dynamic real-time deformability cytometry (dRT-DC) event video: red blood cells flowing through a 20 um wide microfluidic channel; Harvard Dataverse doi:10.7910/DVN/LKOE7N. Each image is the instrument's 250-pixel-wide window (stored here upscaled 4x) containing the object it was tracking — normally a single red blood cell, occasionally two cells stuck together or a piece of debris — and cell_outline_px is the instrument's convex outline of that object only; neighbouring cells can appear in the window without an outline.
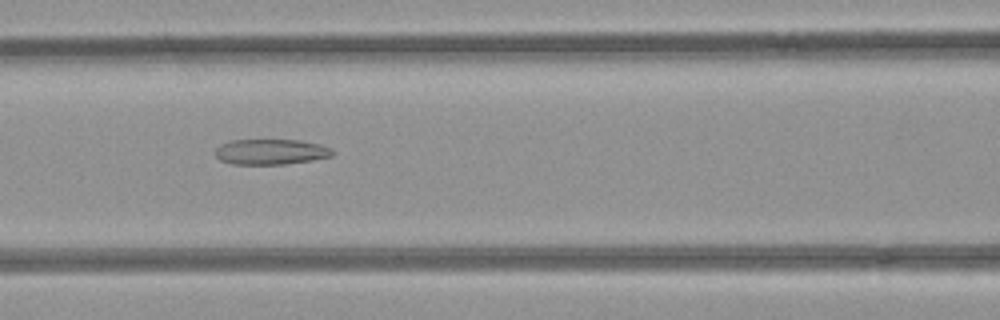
{"species": "common noctule bat (a hibernating species)", "species_latin": "Nyctalus noctula", "temperature_condition": "room temperature", "stored_images_in_passage": 45, "camera_frame_rate_fps": 3000, "um_per_image_px": 0.085, "animal": {"sex": "female", "body_mass_g": 21.9}, "frame": {"image": 1, "passage_image": 15, "time_ms": 4.667, "image_size_px": [1000, 320], "cell_outline_px": [[332, 156], [312, 160], [284, 164], [232, 164], [220, 160], [216, 156], [216, 148], [220, 144], [232, 140], [300, 140], [320, 144], [332, 148]], "centroid_in_image_um": [23.01, 12.9], "position_along_channel_um": 143.6, "area_um2": 17.34}}
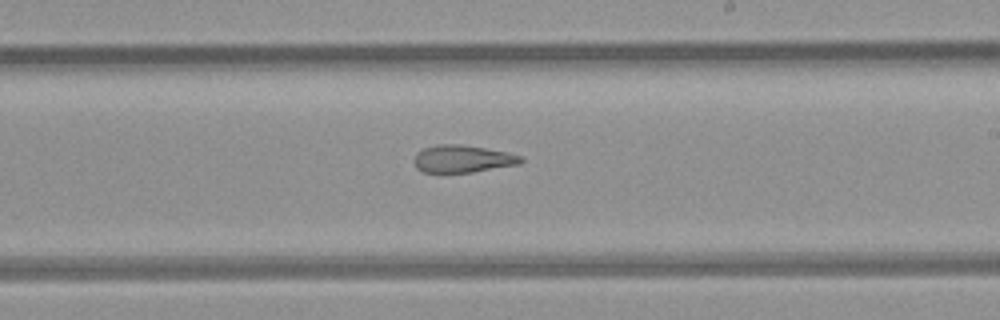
{"frame": {"image": 2, "passage_image": 23, "time_ms": 7.333, "image_size_px": [1000, 320], "cell_outline_px": [[524, 160], [520, 164], [472, 172], [420, 172], [416, 168], [412, 160], [416, 152], [424, 148], [436, 144], [460, 144], [508, 152], [520, 156]], "centroid_in_image_um": [39.27, 13.5], "position_along_channel_um": 249.7, "area_um2": 17.17}}
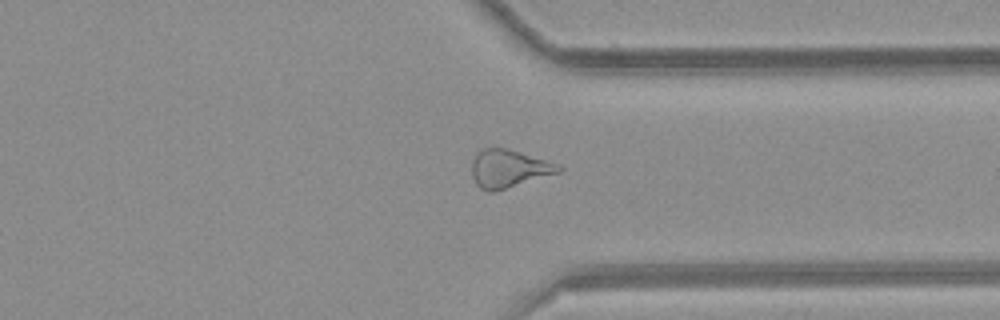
{"frame": {"image": 3, "passage_image": 32, "time_ms": 10.333, "image_size_px": [1000, 320], "cell_outline_px": [[564, 168], [560, 172], [496, 192], [488, 192], [480, 188], [476, 184], [472, 176], [472, 160], [476, 152], [484, 148], [508, 148], [556, 164]], "centroid_in_image_um": [43.2, 14.35], "position_along_channel_um": 368.2, "area_um2": 19.19}, "authors_computed_cell_mechanics": {"area_um2": 19.5942, "velocity_mm_per_s": 3.9881, "shape_relaxation_time_tau1_ms": null, "shape_relaxation_time_tau2_ms": 6.5854, "deformation_change_tau1": null, "deformation_change_tau2": 0.1961}}